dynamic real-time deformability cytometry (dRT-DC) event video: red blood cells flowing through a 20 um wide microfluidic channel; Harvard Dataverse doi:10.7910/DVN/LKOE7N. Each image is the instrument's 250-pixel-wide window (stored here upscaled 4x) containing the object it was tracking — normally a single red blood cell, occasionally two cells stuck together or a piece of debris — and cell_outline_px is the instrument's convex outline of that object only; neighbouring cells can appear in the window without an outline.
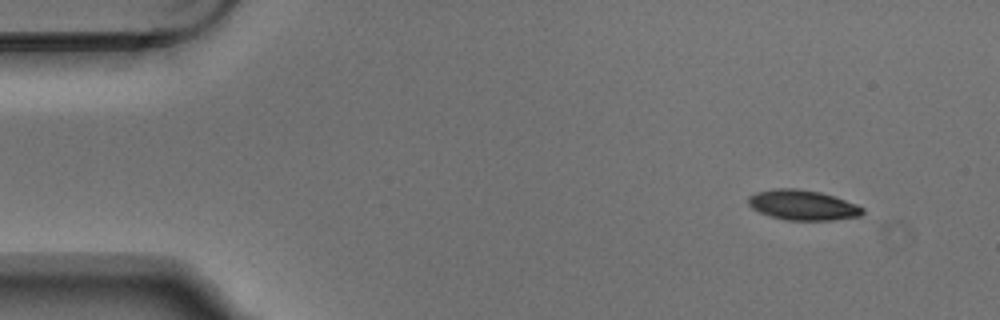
{"species": "Egyptian fruit bat (a non-hibernating species)", "species_latin": "Rousettus aegyptiacus", "temperature_condition": "warm", "stored_images_in_passage": 7, "camera_frame_rate_fps": 3000, "um_per_image_px": 0.085, "animal": {"sex": "male"}, "frame": {"image": 1, "passage_image": 1, "time_ms": 0.0, "image_size_px": [1000, 320], "cell_outline_px": [[864, 212], [860, 216], [832, 220], [784, 220], [760, 212], [752, 208], [748, 204], [748, 196], [756, 192], [776, 188], [796, 188], [820, 192], [856, 204], [864, 208]], "centroid_in_image_um": [68.21, 17.43], "position_along_channel_um": 16.8, "area_um2": 19.94}}
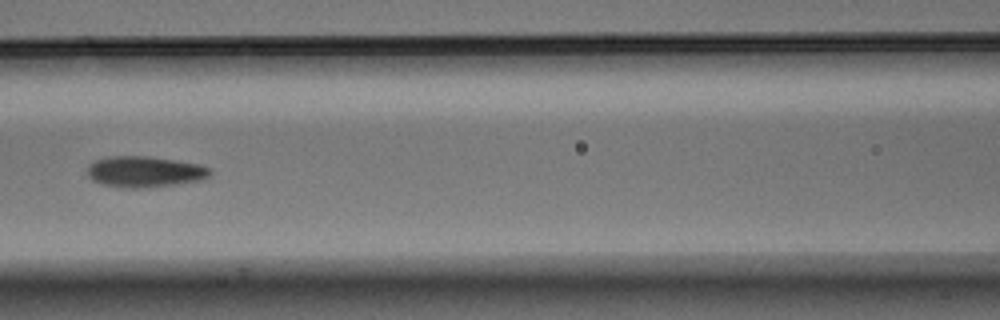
{"frame": {"image": 2, "passage_image": 4, "time_ms": 1.0, "image_size_px": [1000, 320], "cell_outline_px": [[212, 172], [208, 176], [200, 180], [176, 184], [136, 188], [128, 188], [104, 184], [92, 180], [88, 176], [88, 164], [96, 160], [108, 156], [148, 156], [200, 164], [212, 168]], "centroid_in_image_um": [12.31, 14.58], "position_along_channel_um": 154.3, "area_um2": 22.02}}
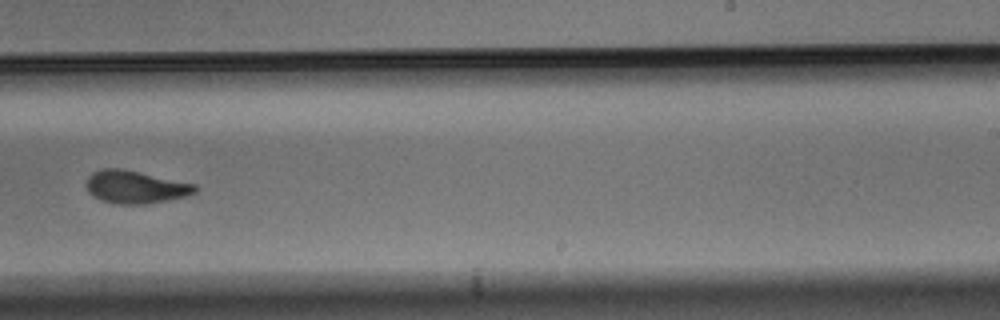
{"frame": {"image": 3, "passage_image": 7, "time_ms": 2.0, "image_size_px": [1000, 320], "cell_outline_px": [[200, 188], [196, 192], [184, 196], [148, 204], [116, 204], [100, 200], [92, 196], [88, 192], [88, 176], [92, 172], [100, 168], [124, 168], [196, 184]], "centroid_in_image_um": [11.51, 15.88], "position_along_channel_um": 277.5, "area_um2": 20.98}}